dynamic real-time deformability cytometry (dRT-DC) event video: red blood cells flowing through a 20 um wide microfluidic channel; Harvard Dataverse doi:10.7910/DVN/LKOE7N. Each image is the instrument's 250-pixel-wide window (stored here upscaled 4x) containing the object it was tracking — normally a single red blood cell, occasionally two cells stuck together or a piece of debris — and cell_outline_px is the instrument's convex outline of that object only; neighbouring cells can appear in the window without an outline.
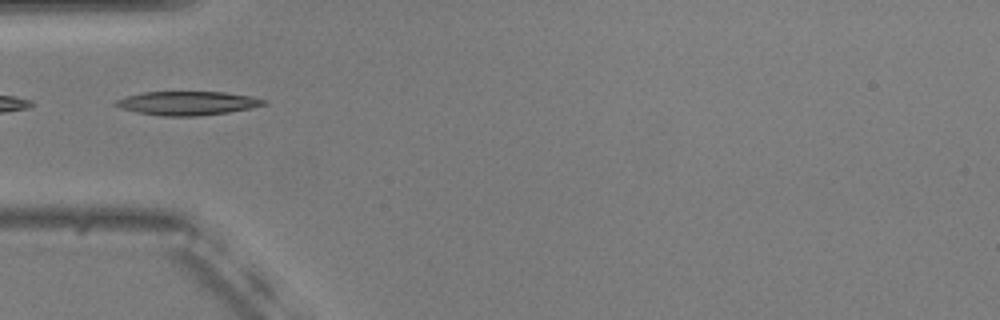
{"species": "common noctule bat (a hibernating species)", "species_latin": "Nyctalus noctula", "temperature_condition": "warm", "stored_images_in_passage": 8, "camera_frame_rate_fps": 3000, "um_per_image_px": 0.085, "animal": {"sex": "male", "body_mass_g": 20.5, "forearm_length_mm": 52.5}, "frame": {"image": 1, "passage_image": 1, "time_ms": 0.0, "image_size_px": [1000, 320], "cell_outline_px": [[268, 104], [228, 112], [196, 116], [164, 116], [136, 112], [120, 108], [112, 104], [116, 100], [128, 96], [144, 92], [224, 92], [252, 96], [268, 100]], "centroid_in_image_um": [15.94, 8.77], "position_along_channel_um": 69.1, "area_um2": 20.46}}
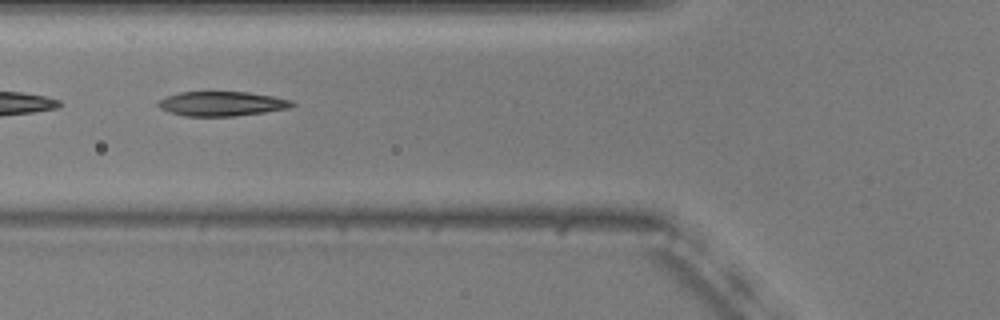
{"frame": {"image": 2, "passage_image": 4, "time_ms": 1.0, "image_size_px": [1000, 320], "cell_outline_px": [[296, 104], [288, 108], [264, 112], [236, 116], [184, 116], [168, 112], [160, 108], [156, 104], [160, 100], [168, 96], [180, 92], [248, 92], [272, 96], [292, 100]], "centroid_in_image_um": [18.85, 8.82], "position_along_channel_um": 107.0, "area_um2": 19.07}}